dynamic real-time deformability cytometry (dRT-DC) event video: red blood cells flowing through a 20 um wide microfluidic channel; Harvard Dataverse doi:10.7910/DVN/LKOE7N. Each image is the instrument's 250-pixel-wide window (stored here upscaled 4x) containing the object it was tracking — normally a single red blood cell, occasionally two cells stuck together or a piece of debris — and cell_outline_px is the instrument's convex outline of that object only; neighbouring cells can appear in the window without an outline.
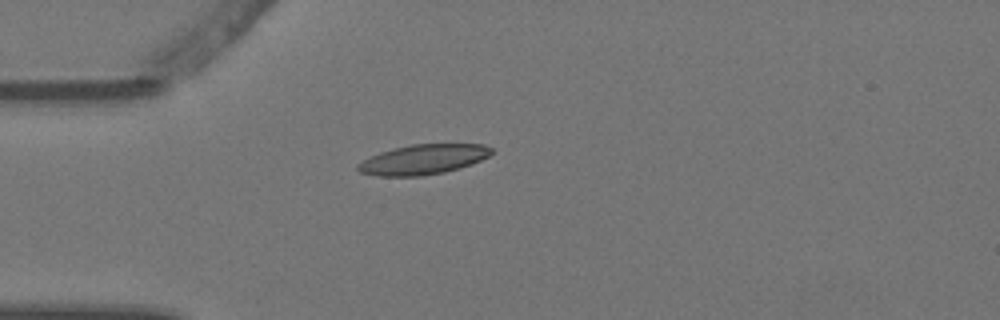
{"species": "Egyptian fruit bat (a non-hibernating species)", "species_latin": "Rousettus aegyptiacus", "temperature_condition": "warm", "stored_images_in_passage": 3, "camera_frame_rate_fps": 3000, "um_per_image_px": 0.085, "animal": {"sex": "female"}, "frame": {"image": 1, "passage_image": 3, "time_ms": 0.667, "image_size_px": [1000, 320], "cell_outline_px": [[492, 152], [488, 156], [472, 164], [460, 168], [444, 172], [424, 176], [376, 176], [360, 172], [356, 168], [356, 164], [380, 152], [412, 144], [484, 144], [492, 148]], "centroid_in_image_um": [35.97, 13.56], "position_along_channel_um": 49.0, "area_um2": 23.24}}